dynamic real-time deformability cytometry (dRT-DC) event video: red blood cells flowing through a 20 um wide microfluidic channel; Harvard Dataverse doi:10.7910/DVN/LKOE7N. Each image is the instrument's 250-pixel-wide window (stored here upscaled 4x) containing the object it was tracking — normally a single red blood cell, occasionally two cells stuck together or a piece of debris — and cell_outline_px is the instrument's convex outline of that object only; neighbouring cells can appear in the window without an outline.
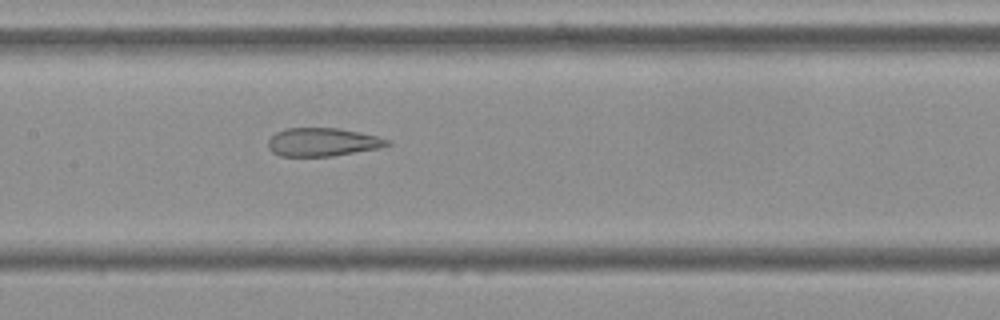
{"species": "Egyptian fruit bat (a non-hibernating species)", "species_latin": "Rousettus aegyptiacus", "temperature_condition": "cold", "stored_images_in_passage": 42, "camera_frame_rate_fps": 3000, "um_per_image_px": 0.085, "frame": {"image": 1, "passage_image": 13, "time_ms": 4.0, "image_size_px": [1000, 320], "cell_outline_px": [[392, 144], [380, 148], [332, 156], [280, 156], [272, 152], [268, 148], [268, 140], [276, 132], [288, 128], [336, 128], [376, 136], [392, 140]], "centroid_in_image_um": [27.42, 12.08], "position_along_channel_um": 180.0, "area_um2": 19.59}}
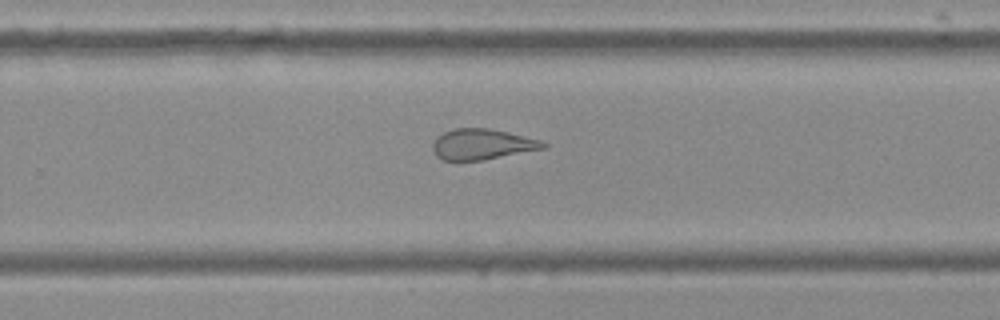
{"frame": {"image": 2, "passage_image": 22, "time_ms": 7.0, "image_size_px": [1000, 320], "cell_outline_px": [[548, 148], [484, 160], [444, 160], [436, 156], [432, 148], [432, 144], [436, 136], [444, 132], [456, 128], [488, 128], [508, 132], [540, 140], [548, 144]], "centroid_in_image_um": [40.99, 12.26], "position_along_channel_um": 288.8, "area_um2": 19.88}}
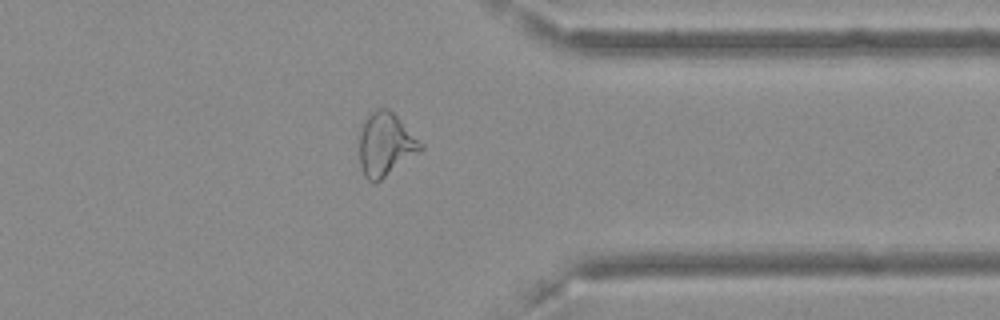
{"frame": {"image": 3, "passage_image": 30, "time_ms": 9.667, "image_size_px": [1000, 320], "cell_outline_px": [[424, 148], [420, 152], [376, 184], [372, 184], [364, 176], [360, 164], [360, 132], [364, 120], [376, 108], [388, 108], [424, 144]], "centroid_in_image_um": [32.78, 12.31], "position_along_channel_um": 378.6, "area_um2": 22.72}, "authors_computed_cell_mechanics": {"area_um2": 21.7906, "velocity_mm_per_s": 3.6369, "shape_relaxation_time_tau1_ms": null, "shape_relaxation_time_tau2_ms": 2.0958, "deformation_change_tau1": null, "deformation_change_tau2": 0.1043}}